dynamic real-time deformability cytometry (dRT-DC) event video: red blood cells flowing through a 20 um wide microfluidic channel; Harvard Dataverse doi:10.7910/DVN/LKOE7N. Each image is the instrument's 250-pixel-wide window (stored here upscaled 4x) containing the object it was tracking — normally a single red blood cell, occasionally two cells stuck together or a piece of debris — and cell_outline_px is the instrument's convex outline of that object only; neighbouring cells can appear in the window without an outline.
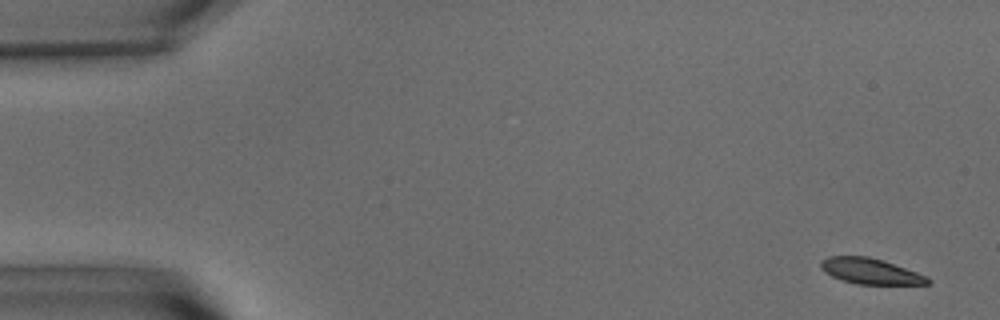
{"species": "common noctule bat (a hibernating species)", "species_latin": "Nyctalus noctula", "temperature_condition": "warm", "stored_images_in_passage": 55, "camera_frame_rate_fps": 3000, "um_per_image_px": 0.085, "animal": {"sex": "male", "body_mass_g": 15.6}, "frame": {"image": 1, "passage_image": 1, "time_ms": 0.0, "image_size_px": [1000, 320], "cell_outline_px": [[932, 280], [928, 284], [856, 284], [840, 280], [824, 272], [820, 268], [820, 260], [828, 256], [868, 256], [884, 260], [928, 276]], "centroid_in_image_um": [73.97, 23.04], "position_along_channel_um": 11.0, "area_um2": 16.24}}
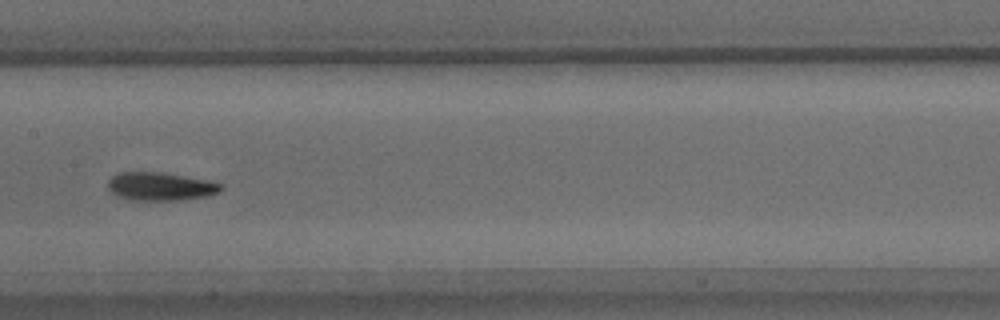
{"frame": {"image": 2, "passage_image": 27, "time_ms": 8.667, "image_size_px": [1000, 320], "cell_outline_px": [[224, 188], [220, 192], [208, 196], [180, 200], [128, 200], [112, 192], [108, 188], [108, 180], [112, 176], [120, 172], [160, 172], [208, 180], [224, 184]], "centroid_in_image_um": [13.68, 15.85], "position_along_channel_um": 193.7, "area_um2": 18.67}}
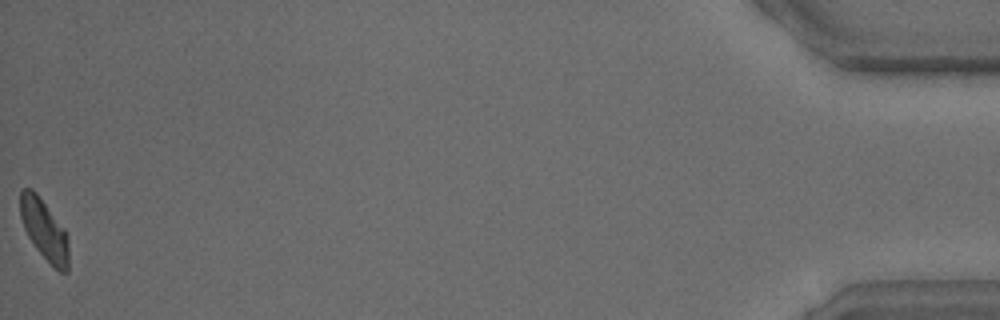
{"frame": {"image": 3, "passage_image": 55, "time_ms": 18.0, "image_size_px": [1000, 320], "cell_outline_px": [[68, 272], [60, 272], [36, 248], [28, 236], [24, 228], [20, 216], [20, 188], [32, 188], [36, 192], [64, 228], [68, 236]], "centroid_in_image_um": [3.75, 19.49], "position_along_channel_um": 431.4, "area_um2": 16.94}, "authors_computed_cell_mechanics": {"area_um2": 17.918, "velocity_mm_per_s": 3.6051, "shape_relaxation_time_tau1_ms": 3.9187, "shape_relaxation_time_tau2_ms": null, "deformation_change_tau1": 0.1339, "deformation_change_tau2": null}}